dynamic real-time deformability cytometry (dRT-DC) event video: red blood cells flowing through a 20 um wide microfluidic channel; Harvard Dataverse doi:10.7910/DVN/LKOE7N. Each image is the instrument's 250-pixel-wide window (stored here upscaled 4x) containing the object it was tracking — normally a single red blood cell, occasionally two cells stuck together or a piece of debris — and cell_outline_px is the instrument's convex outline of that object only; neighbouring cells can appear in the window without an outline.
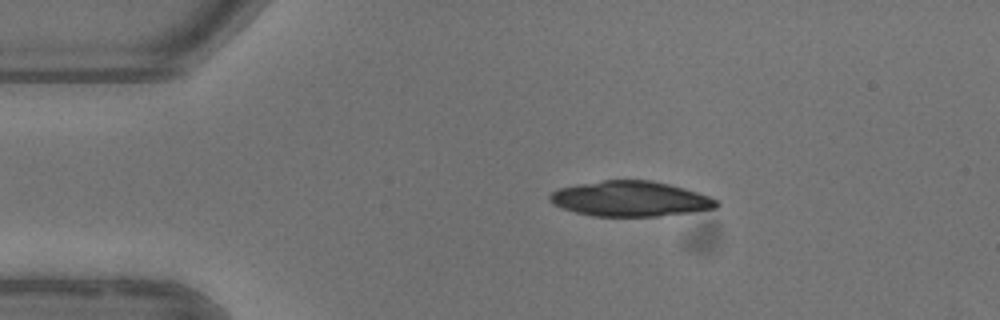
{"species": "common noctule bat (a hibernating species)", "species_latin": "Nyctalus noctula", "temperature_condition": "warm", "stored_images_in_passage": 3, "camera_frame_rate_fps": 3000, "um_per_image_px": 0.085, "animal": {"sex": "female"}, "frame": {"image": 1, "passage_image": 2, "time_ms": 1.333, "image_size_px": [1000, 320], "cell_outline_px": [[720, 204], [716, 208], [692, 212], [656, 216], [592, 216], [576, 212], [552, 204], [548, 200], [548, 196], [552, 192], [560, 188], [580, 184], [604, 180], [652, 180], [684, 188], [708, 196], [716, 200]], "centroid_in_image_um": [53.57, 16.9], "position_along_channel_um": 31.4, "area_um2": 33.99}}